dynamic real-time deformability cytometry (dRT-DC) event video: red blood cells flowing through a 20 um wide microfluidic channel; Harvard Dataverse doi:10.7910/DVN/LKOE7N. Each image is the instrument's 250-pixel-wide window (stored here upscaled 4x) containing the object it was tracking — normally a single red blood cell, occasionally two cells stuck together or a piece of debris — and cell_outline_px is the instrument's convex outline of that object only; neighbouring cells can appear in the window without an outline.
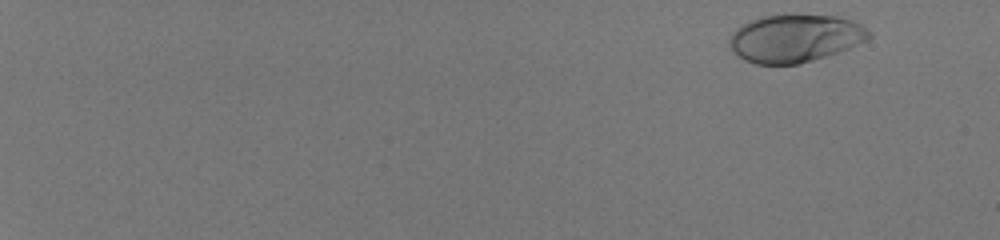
{"species": "human", "species_latin": "Homo sapiens", "temperature_condition": "room temperature", "stored_images_in_passage": 52, "camera_frame_rate_fps": 3000, "um_per_image_px": 0.085, "donor": {"sex": "male"}, "frame": {"image": 1, "passage_image": 2, "time_ms": 0.333, "image_size_px": [1000, 240], "cell_outline_px": [[872, 36], [868, 40], [848, 48], [800, 64], [756, 64], [744, 60], [728, 44], [728, 36], [740, 24], [764, 16], [784, 12], [792, 12], [836, 16], [852, 20], [868, 28], [872, 32]], "centroid_in_image_um": [67.58, 3.2], "position_along_channel_um": 17.4, "area_um2": 39.65}}
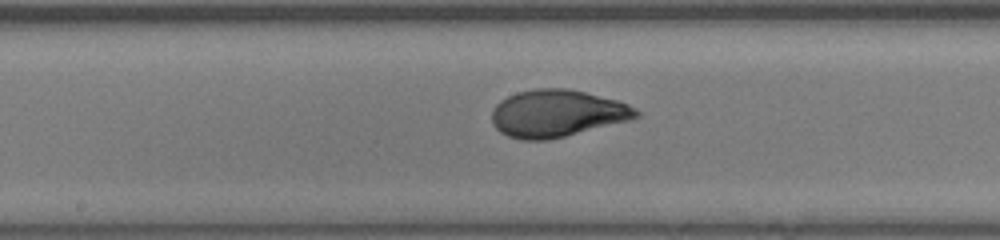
{"frame": {"image": 2, "passage_image": 32, "time_ms": 10.333, "image_size_px": [1000, 240], "cell_outline_px": [[640, 116], [632, 120], [548, 140], [520, 140], [508, 136], [500, 132], [492, 124], [492, 108], [500, 100], [516, 92], [536, 88], [568, 88], [616, 100], [628, 104], [636, 108], [640, 112]], "centroid_in_image_um": [47.34, 9.64], "position_along_channel_um": 200.9, "area_um2": 39.94}}
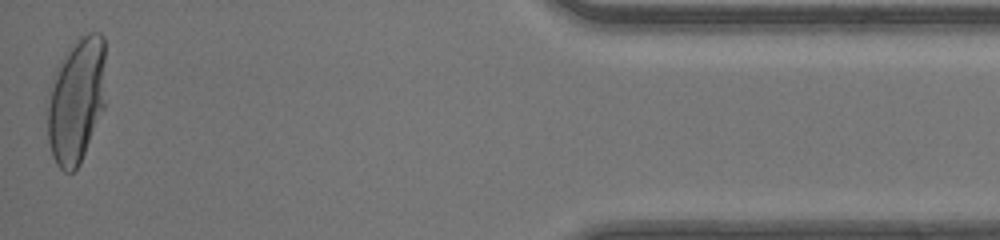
{"frame": {"image": 3, "passage_image": 52, "time_ms": 17.0, "image_size_px": [1000, 240], "cell_outline_px": [[104, 108], [80, 164], [72, 172], [64, 172], [56, 164], [52, 156], [48, 140], [48, 104], [52, 76], [64, 52], [80, 36], [88, 32], [100, 32], [104, 36]], "centroid_in_image_um": [6.48, 8.51], "position_along_channel_um": 428.7, "area_um2": 42.89}, "authors_computed_cell_mechanics": {"area_um2": 39.1017, "velocity_mm_per_s": 4.1929, "shape_relaxation_time_tau1_ms": 3.3738, "shape_relaxation_time_tau2_ms": null, "deformation_change_tau1": 0.1955, "deformation_change_tau2": null}}